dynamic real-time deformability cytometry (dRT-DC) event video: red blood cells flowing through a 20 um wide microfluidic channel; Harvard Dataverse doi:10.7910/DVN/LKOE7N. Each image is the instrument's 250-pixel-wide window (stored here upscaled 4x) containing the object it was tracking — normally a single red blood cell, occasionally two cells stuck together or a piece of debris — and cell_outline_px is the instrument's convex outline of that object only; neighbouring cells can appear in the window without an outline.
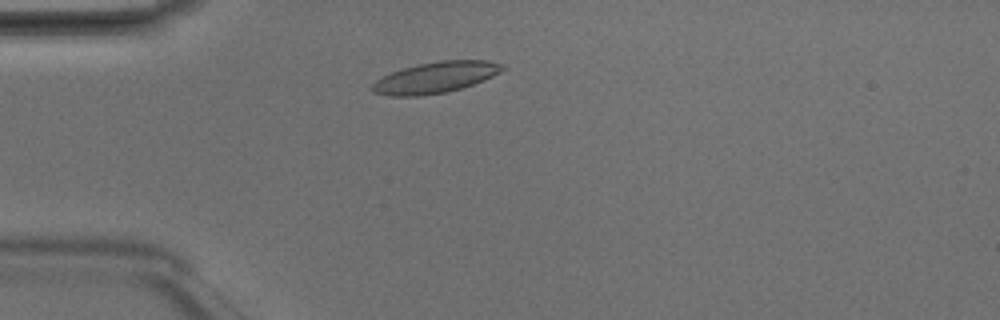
{"species": "Egyptian fruit bat (a non-hibernating species)", "species_latin": "Rousettus aegyptiacus", "temperature_condition": "room temperature", "stored_images_in_passage": 4, "camera_frame_rate_fps": 3000, "um_per_image_px": 0.085, "animal": {"sex": "male"}, "frame": {"image": 1, "passage_image": 2, "time_ms": 0.333, "image_size_px": [1000, 320], "cell_outline_px": [[508, 68], [484, 80], [448, 92], [420, 96], [388, 96], [372, 92], [372, 84], [376, 80], [392, 72], [404, 68], [420, 64], [440, 60], [488, 60], [504, 64]], "centroid_in_image_um": [37.05, 6.58], "position_along_channel_um": 48.0, "area_um2": 23.58}}